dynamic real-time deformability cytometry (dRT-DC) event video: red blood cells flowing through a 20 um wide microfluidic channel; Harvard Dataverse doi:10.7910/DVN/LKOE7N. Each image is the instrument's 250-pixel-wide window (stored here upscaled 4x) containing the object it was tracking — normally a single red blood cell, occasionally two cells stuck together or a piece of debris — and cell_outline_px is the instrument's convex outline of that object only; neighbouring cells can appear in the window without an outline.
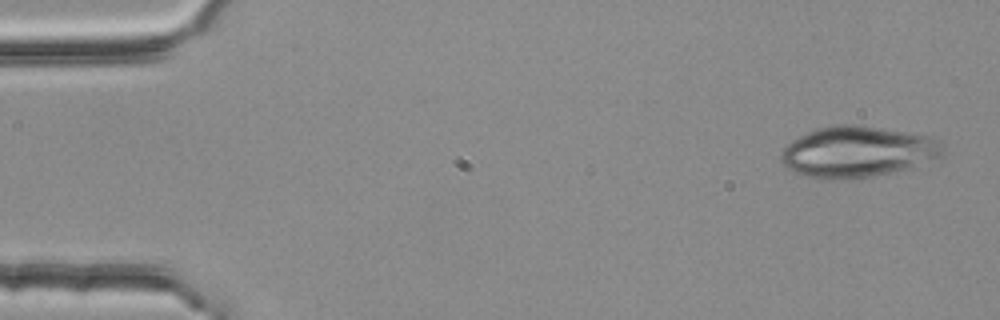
{"species": "common noctule bat (a hibernating species)", "species_latin": "Nyctalus noctula", "temperature_condition": "room temperature", "stored_images_in_passage": 4, "camera_frame_rate_fps": 3000, "um_per_image_px": 0.085, "animal": {"sex": "female", "body_mass_g": 25.1}, "frame": {"image": 1, "passage_image": 1, "time_ms": 0.0, "image_size_px": [1000, 320], "cell_outline_px": [[944, 156], [904, 168], [872, 176], [832, 180], [820, 180], [804, 176], [792, 172], [780, 160], [780, 152], [792, 140], [816, 128], [832, 124], [856, 124], [932, 136], [940, 140]], "centroid_in_image_um": [72.83, 12.89], "position_along_channel_um": 12.2, "area_um2": 48.09}}